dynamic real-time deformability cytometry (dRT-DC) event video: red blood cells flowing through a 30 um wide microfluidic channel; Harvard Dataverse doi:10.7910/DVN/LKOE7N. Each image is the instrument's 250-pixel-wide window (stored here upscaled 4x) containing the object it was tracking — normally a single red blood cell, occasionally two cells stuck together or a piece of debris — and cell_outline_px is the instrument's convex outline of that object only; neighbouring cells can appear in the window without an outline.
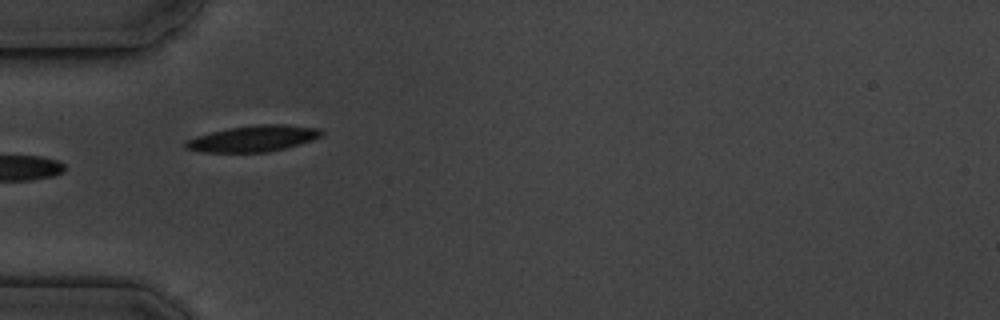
{"species": "common noctule bat (a hibernating species)", "species_latin": "Nyctalus noctula", "temperature_condition": "cold", "stored_images_in_passage": 6, "camera_frame_rate_fps": 3000, "um_per_image_px": 0.085, "animal": {"sex": "male", "body_mass_g": 19.5, "forearm_length_mm": 54.6}, "frame": {"image": 1, "passage_image": 5, "time_ms": 4.667, "image_size_px": [1000, 320], "cell_outline_px": [[324, 136], [300, 144], [268, 152], [204, 152], [184, 148], [184, 144], [188, 140], [196, 136], [228, 128], [256, 124], [284, 124], [320, 128], [324, 132]], "centroid_in_image_um": [21.58, 11.77], "position_along_channel_um": 63.4, "area_um2": 20.75}}